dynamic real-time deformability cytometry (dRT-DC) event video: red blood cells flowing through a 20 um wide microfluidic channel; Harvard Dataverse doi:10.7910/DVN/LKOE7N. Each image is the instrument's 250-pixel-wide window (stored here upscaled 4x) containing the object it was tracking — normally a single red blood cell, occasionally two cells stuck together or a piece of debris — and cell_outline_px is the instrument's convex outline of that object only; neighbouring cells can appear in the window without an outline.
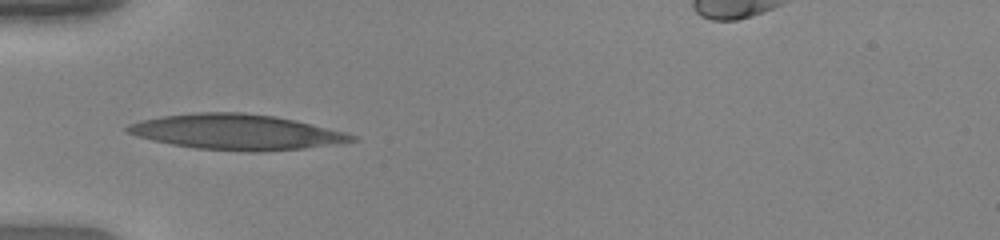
{"species": "human", "species_latin": "Homo sapiens", "temperature_condition": "warm", "stored_images_in_passage": 19, "camera_frame_rate_fps": 3000, "um_per_image_px": 0.085, "donor": {"sex": "female"}, "frame": {"image": 1, "passage_image": 1, "time_ms": 0.0, "image_size_px": [1000, 240], "cell_outline_px": [[360, 140], [340, 144], [304, 148], [256, 152], [248, 152], [196, 148], [172, 144], [152, 140], [136, 136], [124, 132], [124, 128], [128, 124], [140, 120], [160, 116], [192, 112], [244, 112], [276, 116], [296, 120], [348, 132], [356, 136]], "centroid_in_image_um": [20.12, 11.21], "position_along_channel_um": 64.9, "area_um2": 46.88}}
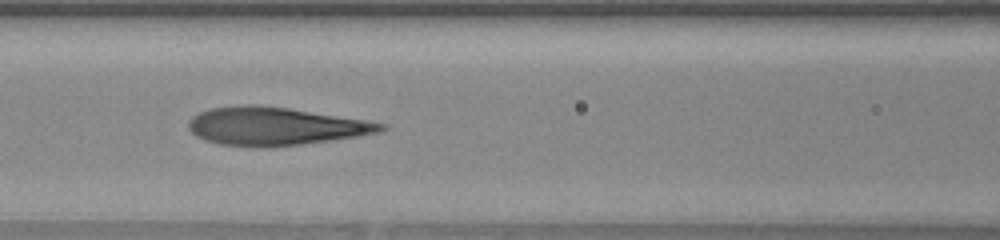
{"frame": {"image": 2, "passage_image": 7, "time_ms": 2.0, "image_size_px": [1000, 240], "cell_outline_px": [[388, 128], [380, 132], [360, 136], [300, 144], [220, 144], [204, 140], [196, 136], [188, 128], [188, 120], [192, 116], [208, 108], [252, 104], [256, 104], [288, 108], [364, 120], [388, 124]], "centroid_in_image_um": [23.4, 10.69], "position_along_channel_um": 143.2, "area_um2": 41.5}}
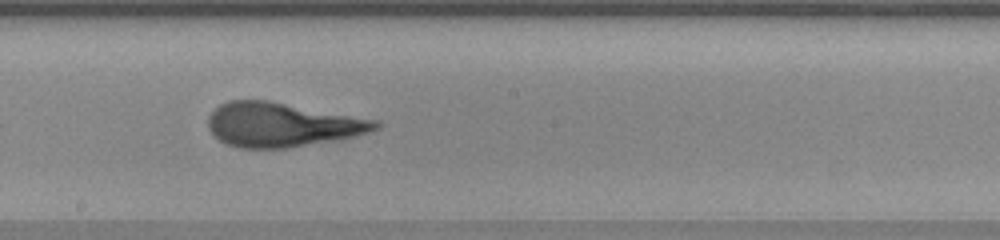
{"frame": {"image": 3, "passage_image": 13, "time_ms": 4.0, "image_size_px": [1000, 240], "cell_outline_px": [[380, 128], [372, 132], [352, 136], [288, 148], [240, 148], [228, 144], [220, 140], [208, 128], [208, 116], [220, 104], [228, 100], [268, 100], [380, 120]], "centroid_in_image_um": [23.99, 10.58], "position_along_channel_um": 224.2, "area_um2": 43.0}}